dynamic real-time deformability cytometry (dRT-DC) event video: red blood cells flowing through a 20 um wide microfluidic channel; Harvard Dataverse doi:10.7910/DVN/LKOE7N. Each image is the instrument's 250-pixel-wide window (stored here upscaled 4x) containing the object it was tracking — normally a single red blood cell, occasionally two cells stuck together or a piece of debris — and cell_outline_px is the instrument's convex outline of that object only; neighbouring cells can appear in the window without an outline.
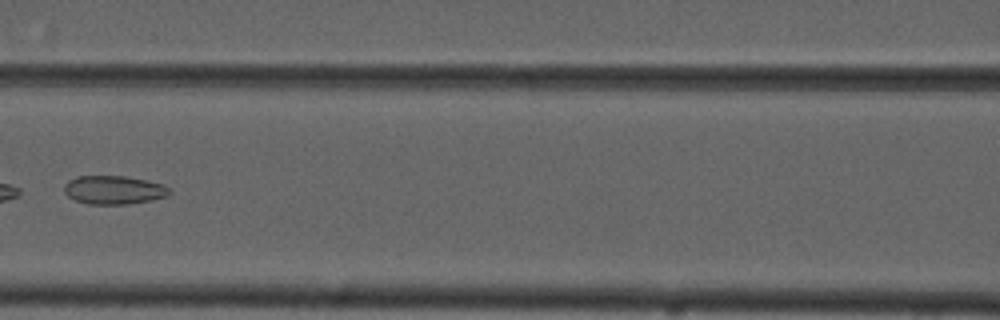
{"species": "common noctule bat (a hibernating species)", "species_latin": "Nyctalus noctula", "temperature_condition": "cold", "stored_images_in_passage": 9, "camera_frame_rate_fps": 3000, "um_per_image_px": 0.085, "animal": {"sex": "male", "forearm_length_mm": 52.5}, "frame": {"image": 1, "passage_image": 5, "time_ms": 5.0, "image_size_px": [1000, 320], "cell_outline_px": [[172, 192], [168, 196], [152, 200], [128, 204], [88, 204], [76, 200], [68, 196], [64, 192], [64, 184], [68, 180], [76, 176], [124, 176], [164, 184]], "centroid_in_image_um": [9.67, 16.14], "position_along_channel_um": 156.9, "area_um2": 17.57}}